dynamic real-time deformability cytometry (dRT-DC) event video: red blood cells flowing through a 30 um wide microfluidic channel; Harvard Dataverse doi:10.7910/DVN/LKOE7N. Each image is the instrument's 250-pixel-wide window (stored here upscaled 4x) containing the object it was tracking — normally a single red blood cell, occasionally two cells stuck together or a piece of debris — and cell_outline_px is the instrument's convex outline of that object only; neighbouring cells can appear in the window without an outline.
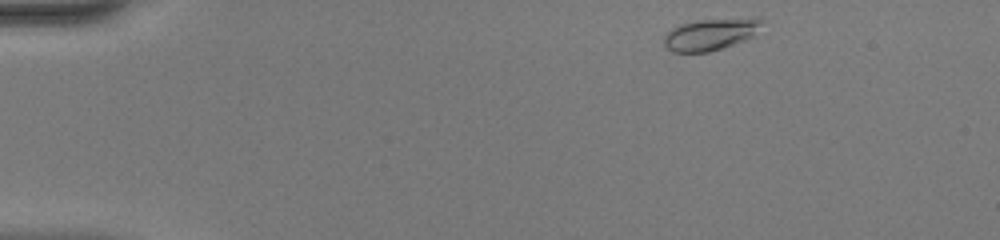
{"species": "common noctule bat (a hibernating species)", "species_latin": "Nyctalus noctula", "temperature_condition": "warm", "stored_images_in_passage": 44, "camera_frame_rate_fps": 3000, "um_per_image_px": 0.085, "animal": {"sex": "female", "body_mass_g": 20.0, "forearm_length_mm": 54.0}, "frame": {"image": 1, "passage_image": 1, "time_ms": 0.0, "image_size_px": [1000, 240], "cell_outline_px": [[764, 20], [752, 36], [744, 40], [708, 52], [672, 52], [664, 44], [664, 36], [672, 28], [680, 24], [696, 20], [756, 16]], "centroid_in_image_um": [60.4, 2.88], "position_along_channel_um": 24.6, "area_um2": 18.15}}
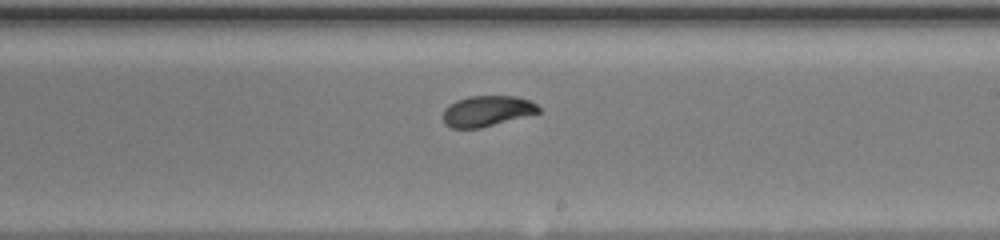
{"frame": {"image": 2, "passage_image": 24, "time_ms": 7.667, "image_size_px": [1000, 240], "cell_outline_px": [[540, 112], [480, 128], [452, 128], [444, 124], [444, 108], [448, 104], [456, 100], [468, 96], [516, 96], [528, 100], [536, 104], [540, 108]], "centroid_in_image_um": [41.36, 9.43], "position_along_channel_um": 247.6, "area_um2": 16.99}}
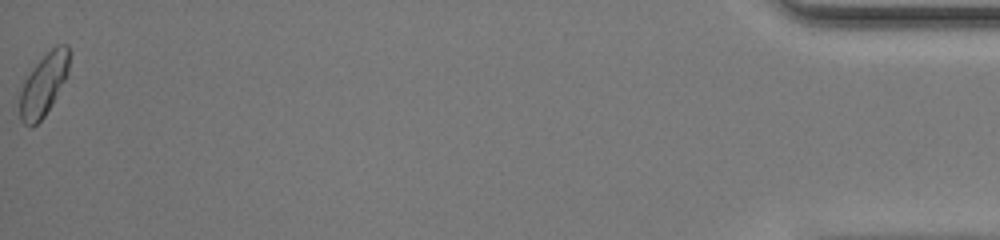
{"frame": {"image": 3, "passage_image": 44, "time_ms": 14.333, "image_size_px": [1000, 240], "cell_outline_px": [[68, 72], [52, 104], [44, 116], [32, 128], [24, 124], [20, 120], [20, 88], [24, 80], [32, 68], [56, 44], [68, 44]], "centroid_in_image_um": [3.67, 7.22], "position_along_channel_um": 431.5, "area_um2": 17.69}, "authors_computed_cell_mechanics": {"area_um2": 17.5712, "velocity_mm_per_s": 4.1334, "shape_relaxation_time_tau1_ms": 2.8227, "shape_relaxation_time_tau2_ms": 0.6168, "deformation_change_tau1": 0.1424, "deformation_change_tau2": 0.0363}}